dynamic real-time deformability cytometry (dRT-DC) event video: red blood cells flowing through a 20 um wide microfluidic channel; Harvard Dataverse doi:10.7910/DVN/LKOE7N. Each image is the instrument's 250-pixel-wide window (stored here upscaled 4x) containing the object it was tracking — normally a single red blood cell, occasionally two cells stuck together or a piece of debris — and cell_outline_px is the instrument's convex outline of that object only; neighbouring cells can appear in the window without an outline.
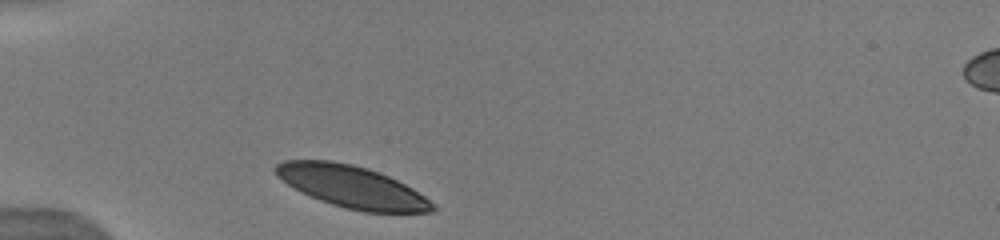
{"species": "human", "species_latin": "Homo sapiens", "temperature_condition": "warm", "stored_images_in_passage": 4, "camera_frame_rate_fps": 3000, "um_per_image_px": 0.085, "donor": {"sex": "male"}, "frame": {"image": 1, "passage_image": 1, "time_ms": 0.0, "image_size_px": [1000, 240], "cell_outline_px": [[436, 208], [432, 212], [364, 212], [344, 208], [320, 200], [300, 192], [276, 176], [272, 168], [276, 164], [284, 160], [328, 160], [352, 164], [388, 176], [412, 188], [436, 204]], "centroid_in_image_um": [29.88, 15.88], "position_along_channel_um": 55.1, "area_um2": 38.26}}